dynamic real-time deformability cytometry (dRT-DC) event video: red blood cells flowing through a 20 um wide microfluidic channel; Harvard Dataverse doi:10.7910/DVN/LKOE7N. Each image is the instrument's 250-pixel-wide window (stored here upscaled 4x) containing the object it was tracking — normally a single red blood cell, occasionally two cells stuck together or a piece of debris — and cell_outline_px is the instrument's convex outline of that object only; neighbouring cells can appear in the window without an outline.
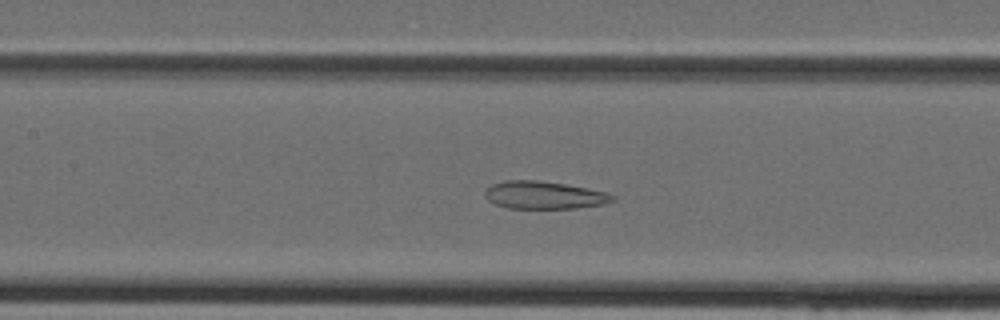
{"species": "Egyptian fruit bat (a non-hibernating species)", "species_latin": "Rousettus aegyptiacus", "temperature_condition": "cold", "stored_images_in_passage": 38, "camera_frame_rate_fps": 3000, "um_per_image_px": 0.085, "animal": {"sex": "female"}, "frame": {"image": 1, "passage_image": 17, "time_ms": 5.333, "image_size_px": [1000, 320], "cell_outline_px": [[616, 200], [604, 204], [576, 208], [508, 208], [496, 204], [488, 200], [484, 196], [484, 192], [492, 184], [504, 180], [540, 180], [588, 188], [604, 192], [616, 196]], "centroid_in_image_um": [46.25, 16.58], "position_along_channel_um": 161.2, "area_um2": 20.58}}
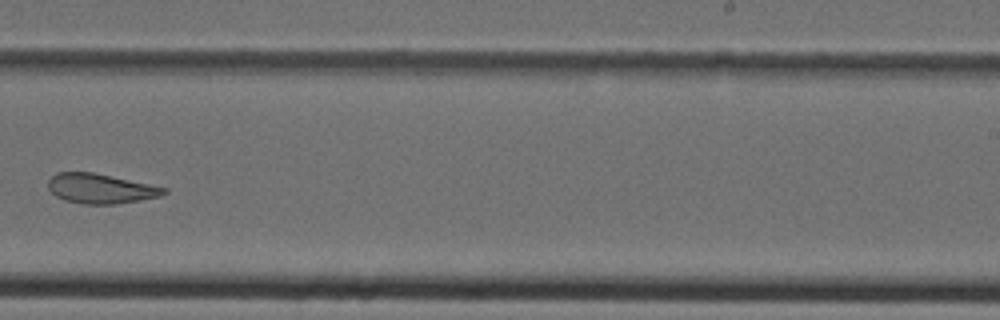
{"frame": {"image": 2, "passage_image": 24, "time_ms": 7.667, "image_size_px": [1000, 320], "cell_outline_px": [[168, 192], [160, 196], [140, 200], [116, 204], [80, 204], [64, 200], [56, 196], [48, 188], [48, 180], [56, 172], [92, 172], [168, 188]], "centroid_in_image_um": [8.53, 16.03], "position_along_channel_um": 280.5, "area_um2": 20.06}}
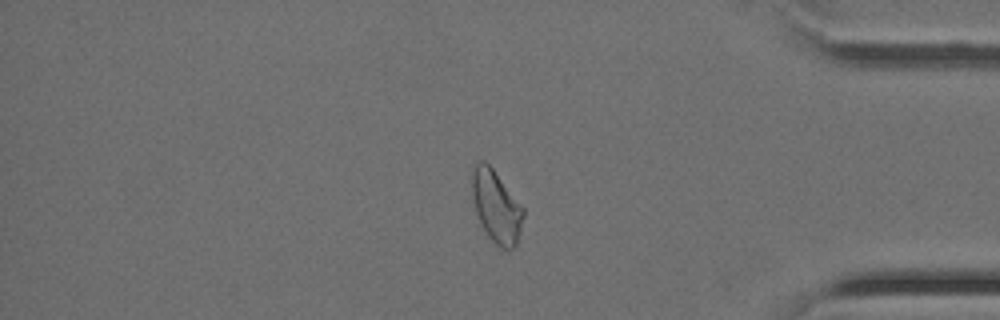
{"frame": {"image": 3, "passage_image": 32, "time_ms": 10.333, "image_size_px": [1000, 320], "cell_outline_px": [[524, 216], [520, 232], [516, 244], [508, 252], [500, 248], [488, 236], [480, 224], [476, 212], [472, 196], [472, 168], [480, 160], [484, 160], [492, 168], [524, 208]], "centroid_in_image_um": [42.18, 17.58], "position_along_channel_um": 393.0, "area_um2": 21.56}}